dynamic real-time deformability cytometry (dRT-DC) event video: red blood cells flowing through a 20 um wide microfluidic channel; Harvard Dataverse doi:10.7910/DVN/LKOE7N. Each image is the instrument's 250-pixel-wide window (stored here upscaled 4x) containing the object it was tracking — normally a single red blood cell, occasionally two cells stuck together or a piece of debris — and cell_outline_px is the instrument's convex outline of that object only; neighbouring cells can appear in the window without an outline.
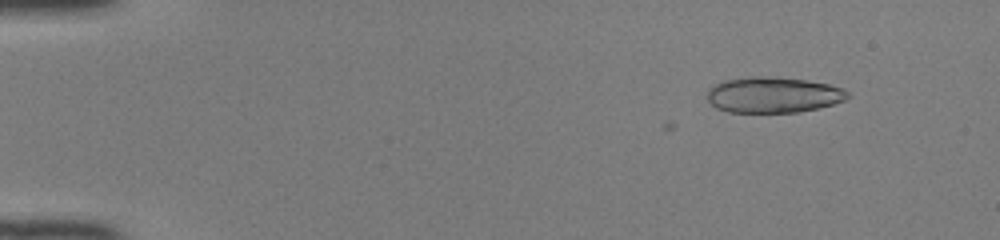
{"species": "common noctule bat (a hibernating species)", "species_latin": "Nyctalus noctula", "temperature_condition": "room temperature", "stored_images_in_passage": 9, "camera_frame_rate_fps": 3000, "um_per_image_px": 0.085, "animal": {"sex": "female", "body_mass_g": 22.0, "forearm_length_mm": 56.7}, "frame": {"image": 1, "passage_image": 1, "time_ms": 0.0, "image_size_px": [1000, 240], "cell_outline_px": [[848, 96], [844, 100], [832, 104], [800, 112], [728, 112], [716, 108], [708, 100], [708, 92], [716, 84], [728, 80], [804, 80], [828, 84], [840, 88], [848, 92]], "centroid_in_image_um": [65.76, 8.14], "position_along_channel_um": 19.2, "area_um2": 27.46}}